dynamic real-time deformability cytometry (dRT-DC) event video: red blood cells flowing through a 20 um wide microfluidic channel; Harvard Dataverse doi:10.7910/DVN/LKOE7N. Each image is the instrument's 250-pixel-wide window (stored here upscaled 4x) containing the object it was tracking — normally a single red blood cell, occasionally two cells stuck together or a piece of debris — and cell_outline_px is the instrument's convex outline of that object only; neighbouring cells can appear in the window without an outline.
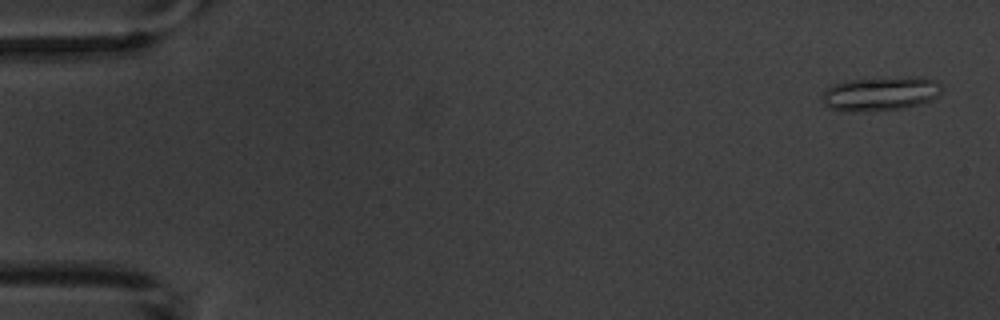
{"species": "common noctule bat (a hibernating species)", "species_latin": "Nyctalus noctula", "temperature_condition": "warm", "stored_images_in_passage": 5, "camera_frame_rate_fps": 3000, "um_per_image_px": 0.085, "animal": {"sex": "male", "body_mass_g": 20.1, "forearm_length_mm": 53.5}, "frame": {"image": 1, "passage_image": 1, "time_ms": 0.0, "image_size_px": [1000, 320], "cell_outline_px": [[940, 96], [932, 100], [900, 108], [852, 112], [848, 112], [828, 108], [820, 100], [824, 92], [832, 84], [848, 80], [912, 76], [936, 80], [940, 84]], "centroid_in_image_um": [74.8, 7.95], "position_along_channel_um": 10.2, "area_um2": 23.7}}
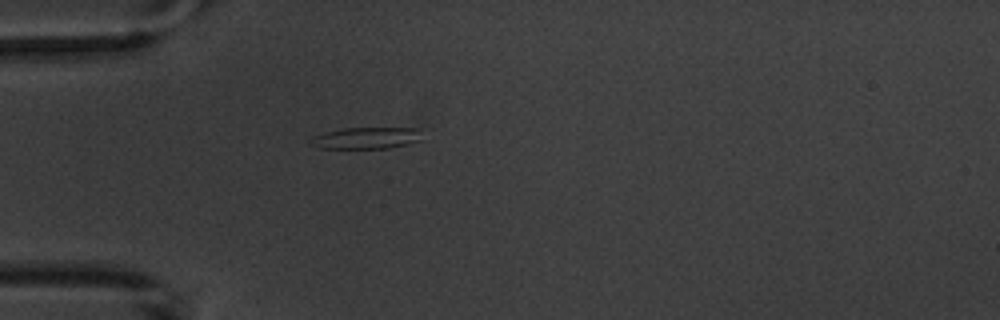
{"frame": {"image": 2, "passage_image": 5, "time_ms": 4.667, "image_size_px": [1000, 320], "cell_outline_px": [[424, 140], [388, 148], [320, 148], [312, 144], [308, 140], [312, 136], [344, 128], [420, 128]], "centroid_in_image_um": [31.2, 11.73], "position_along_channel_um": 53.8, "area_um2": 14.05}}